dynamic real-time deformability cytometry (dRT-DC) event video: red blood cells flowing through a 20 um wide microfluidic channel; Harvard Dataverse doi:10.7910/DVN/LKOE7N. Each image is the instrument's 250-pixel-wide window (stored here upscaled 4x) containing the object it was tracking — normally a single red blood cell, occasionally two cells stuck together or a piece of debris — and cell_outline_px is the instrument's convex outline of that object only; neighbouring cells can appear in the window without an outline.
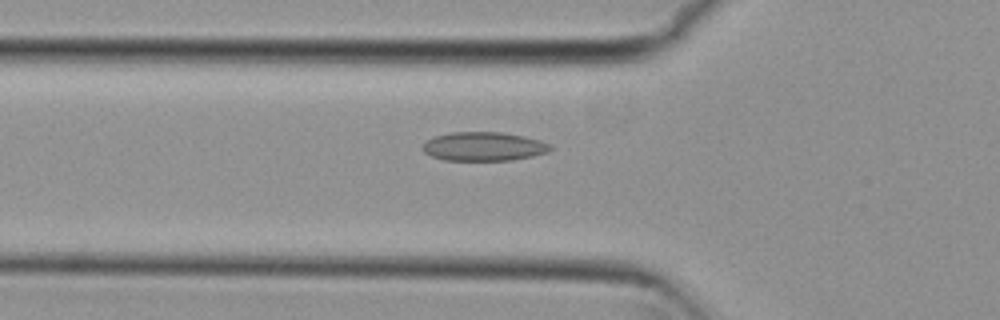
{"species": "common noctule bat (a hibernating species)", "species_latin": "Nyctalus noctula", "temperature_condition": "cold", "stored_images_in_passage": 51, "camera_frame_rate_fps": 3000, "um_per_image_px": 0.085, "animal": {"sex": "female", "body_mass_g": 29.2, "forearm_length_mm": 56.3}, "frame": {"image": 1, "passage_image": 15, "time_ms": 4.667, "image_size_px": [1000, 320], "cell_outline_px": [[552, 148], [548, 152], [532, 156], [512, 160], [444, 160], [432, 156], [424, 152], [424, 144], [428, 140], [436, 136], [452, 132], [500, 132], [524, 136], [540, 140], [548, 144]], "centroid_in_image_um": [41.14, 12.45], "position_along_channel_um": 84.7, "area_um2": 21.21}}
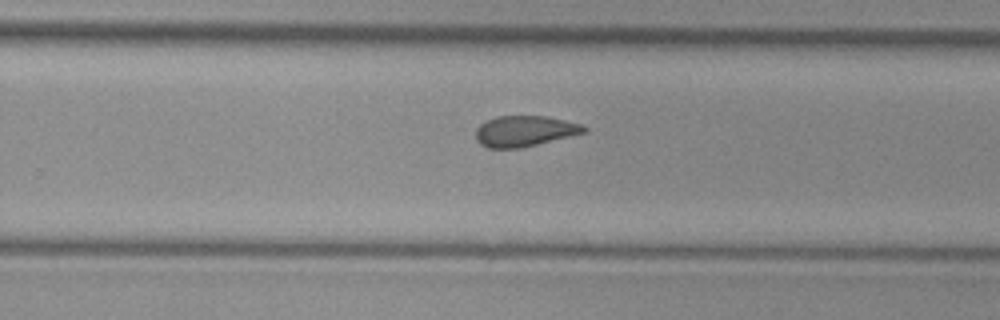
{"frame": {"image": 2, "passage_image": 31, "time_ms": 10.0, "image_size_px": [1000, 320], "cell_outline_px": [[588, 132], [520, 148], [488, 148], [480, 144], [476, 140], [476, 128], [480, 124], [496, 116], [544, 116], [564, 120], [580, 124], [588, 128]], "centroid_in_image_um": [44.59, 11.15], "position_along_channel_um": 285.2, "area_um2": 19.36}}
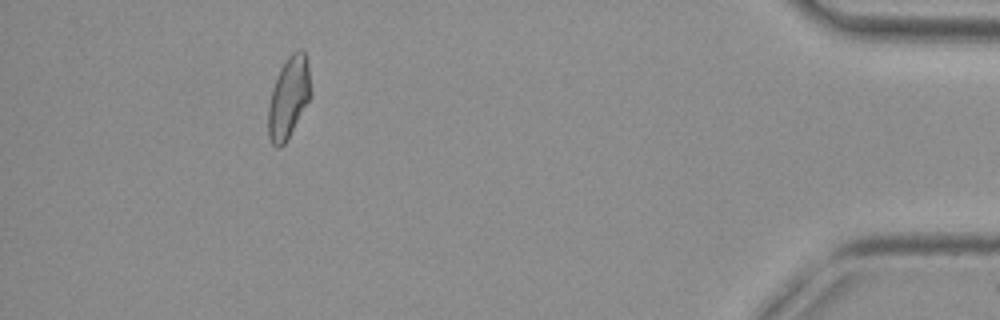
{"frame": {"image": 3, "passage_image": 46, "time_ms": 15.0, "image_size_px": [1000, 320], "cell_outline_px": [[312, 92], [288, 140], [280, 148], [276, 148], [272, 144], [268, 136], [268, 104], [272, 88], [280, 68], [288, 56], [296, 48], [304, 48], [308, 60]], "centroid_in_image_um": [24.54, 8.25], "position_along_channel_um": 410.7, "area_um2": 20.58}, "authors_computed_cell_mechanics": {"area_um2": 20.4034, "velocity_mm_per_s": 3.7544, "shape_relaxation_time_tau1_ms": null, "shape_relaxation_time_tau2_ms": 3.2679, "deformation_change_tau1": null, "deformation_change_tau2": 0.0948}}